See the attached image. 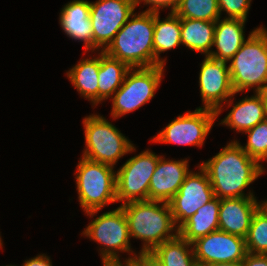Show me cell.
Wrapping results in <instances>:
<instances>
[{"label":"cell","mask_w":267,"mask_h":266,"mask_svg":"<svg viewBox=\"0 0 267 266\" xmlns=\"http://www.w3.org/2000/svg\"><path fill=\"white\" fill-rule=\"evenodd\" d=\"M200 166L207 172L214 197L219 199L254 197L253 193L244 196L243 190L264 172L263 166L237 141L227 144Z\"/></svg>","instance_id":"6da1fadb"},{"label":"cell","mask_w":267,"mask_h":266,"mask_svg":"<svg viewBox=\"0 0 267 266\" xmlns=\"http://www.w3.org/2000/svg\"><path fill=\"white\" fill-rule=\"evenodd\" d=\"M154 25L155 12L133 14L102 51L130 68L155 66Z\"/></svg>","instance_id":"7a4b0ae2"},{"label":"cell","mask_w":267,"mask_h":266,"mask_svg":"<svg viewBox=\"0 0 267 266\" xmlns=\"http://www.w3.org/2000/svg\"><path fill=\"white\" fill-rule=\"evenodd\" d=\"M120 207L126 216L130 237L145 241L141 250L143 252H152L163 242L178 235L172 212L166 202L132 201L121 204ZM172 230L176 231L175 234L170 233Z\"/></svg>","instance_id":"3957f363"},{"label":"cell","mask_w":267,"mask_h":266,"mask_svg":"<svg viewBox=\"0 0 267 266\" xmlns=\"http://www.w3.org/2000/svg\"><path fill=\"white\" fill-rule=\"evenodd\" d=\"M228 66L235 93L256 86V93L267 88V31L259 27L253 30L241 48L230 59Z\"/></svg>","instance_id":"277c9868"},{"label":"cell","mask_w":267,"mask_h":266,"mask_svg":"<svg viewBox=\"0 0 267 266\" xmlns=\"http://www.w3.org/2000/svg\"><path fill=\"white\" fill-rule=\"evenodd\" d=\"M79 202L91 217L102 207L116 202V174L113 167L84 157L77 166Z\"/></svg>","instance_id":"5b68a950"},{"label":"cell","mask_w":267,"mask_h":266,"mask_svg":"<svg viewBox=\"0 0 267 266\" xmlns=\"http://www.w3.org/2000/svg\"><path fill=\"white\" fill-rule=\"evenodd\" d=\"M86 149L82 157L114 166L119 158L135 150L118 129L99 115L83 119Z\"/></svg>","instance_id":"8992f818"},{"label":"cell","mask_w":267,"mask_h":266,"mask_svg":"<svg viewBox=\"0 0 267 266\" xmlns=\"http://www.w3.org/2000/svg\"><path fill=\"white\" fill-rule=\"evenodd\" d=\"M164 66L130 68L112 99L113 118L130 113L148 102L158 88ZM136 69V70H135ZM131 70L133 72H131ZM132 73V74H130ZM130 74V76H129Z\"/></svg>","instance_id":"52a82bcc"},{"label":"cell","mask_w":267,"mask_h":266,"mask_svg":"<svg viewBox=\"0 0 267 266\" xmlns=\"http://www.w3.org/2000/svg\"><path fill=\"white\" fill-rule=\"evenodd\" d=\"M83 234L106 246L100 250L103 264H121L116 251H131L128 222L121 207L95 218Z\"/></svg>","instance_id":"ba28073f"},{"label":"cell","mask_w":267,"mask_h":266,"mask_svg":"<svg viewBox=\"0 0 267 266\" xmlns=\"http://www.w3.org/2000/svg\"><path fill=\"white\" fill-rule=\"evenodd\" d=\"M160 156L150 150L131 157L116 173V200H149V184Z\"/></svg>","instance_id":"9c48e42d"},{"label":"cell","mask_w":267,"mask_h":266,"mask_svg":"<svg viewBox=\"0 0 267 266\" xmlns=\"http://www.w3.org/2000/svg\"><path fill=\"white\" fill-rule=\"evenodd\" d=\"M134 0H98L90 3V20L93 28V51L105 49L134 14Z\"/></svg>","instance_id":"30bf717a"},{"label":"cell","mask_w":267,"mask_h":266,"mask_svg":"<svg viewBox=\"0 0 267 266\" xmlns=\"http://www.w3.org/2000/svg\"><path fill=\"white\" fill-rule=\"evenodd\" d=\"M216 117V111L199 107L171 121L152 141L200 147Z\"/></svg>","instance_id":"8fae6325"},{"label":"cell","mask_w":267,"mask_h":266,"mask_svg":"<svg viewBox=\"0 0 267 266\" xmlns=\"http://www.w3.org/2000/svg\"><path fill=\"white\" fill-rule=\"evenodd\" d=\"M192 246L198 266L239 262L248 253L244 238L219 229L196 239Z\"/></svg>","instance_id":"7c38bea8"},{"label":"cell","mask_w":267,"mask_h":266,"mask_svg":"<svg viewBox=\"0 0 267 266\" xmlns=\"http://www.w3.org/2000/svg\"><path fill=\"white\" fill-rule=\"evenodd\" d=\"M200 172L186 176L179 191L168 202L175 225L179 229L199 208L214 198L207 172L199 165Z\"/></svg>","instance_id":"4fadbf2b"},{"label":"cell","mask_w":267,"mask_h":266,"mask_svg":"<svg viewBox=\"0 0 267 266\" xmlns=\"http://www.w3.org/2000/svg\"><path fill=\"white\" fill-rule=\"evenodd\" d=\"M226 61H220L206 56L201 64L199 85L203 108L221 113V103L236 93L233 90L230 71Z\"/></svg>","instance_id":"5bb4252c"},{"label":"cell","mask_w":267,"mask_h":266,"mask_svg":"<svg viewBox=\"0 0 267 266\" xmlns=\"http://www.w3.org/2000/svg\"><path fill=\"white\" fill-rule=\"evenodd\" d=\"M189 173L187 159L166 161L160 156L149 184V200L168 203Z\"/></svg>","instance_id":"9a60e30c"},{"label":"cell","mask_w":267,"mask_h":266,"mask_svg":"<svg viewBox=\"0 0 267 266\" xmlns=\"http://www.w3.org/2000/svg\"><path fill=\"white\" fill-rule=\"evenodd\" d=\"M261 205L255 197L220 199L219 230L245 239L252 217Z\"/></svg>","instance_id":"2e32d148"},{"label":"cell","mask_w":267,"mask_h":266,"mask_svg":"<svg viewBox=\"0 0 267 266\" xmlns=\"http://www.w3.org/2000/svg\"><path fill=\"white\" fill-rule=\"evenodd\" d=\"M60 25L72 39L84 41V47L93 50V28L90 20V2L74 0L66 4L60 14Z\"/></svg>","instance_id":"e0dca14e"},{"label":"cell","mask_w":267,"mask_h":266,"mask_svg":"<svg viewBox=\"0 0 267 266\" xmlns=\"http://www.w3.org/2000/svg\"><path fill=\"white\" fill-rule=\"evenodd\" d=\"M245 22L243 19L219 18L216 21L213 42L217 50L211 51L209 56L220 61H230L246 41L243 32Z\"/></svg>","instance_id":"ac0fdd59"},{"label":"cell","mask_w":267,"mask_h":266,"mask_svg":"<svg viewBox=\"0 0 267 266\" xmlns=\"http://www.w3.org/2000/svg\"><path fill=\"white\" fill-rule=\"evenodd\" d=\"M267 119L266 105L263 93H256L250 98H244L235 104L225 119L221 122L236 131L250 130L260 122Z\"/></svg>","instance_id":"d6986e66"},{"label":"cell","mask_w":267,"mask_h":266,"mask_svg":"<svg viewBox=\"0 0 267 266\" xmlns=\"http://www.w3.org/2000/svg\"><path fill=\"white\" fill-rule=\"evenodd\" d=\"M220 199L214 197L192 215L179 229L178 234L192 243L196 239L206 236L219 229Z\"/></svg>","instance_id":"ffe728a7"},{"label":"cell","mask_w":267,"mask_h":266,"mask_svg":"<svg viewBox=\"0 0 267 266\" xmlns=\"http://www.w3.org/2000/svg\"><path fill=\"white\" fill-rule=\"evenodd\" d=\"M159 13L155 12L154 56L155 66H164L165 60L159 59L160 53L181 44V18L175 12H171L165 20L161 21Z\"/></svg>","instance_id":"44dd1931"},{"label":"cell","mask_w":267,"mask_h":266,"mask_svg":"<svg viewBox=\"0 0 267 266\" xmlns=\"http://www.w3.org/2000/svg\"><path fill=\"white\" fill-rule=\"evenodd\" d=\"M216 22L181 19V44L193 51L210 55Z\"/></svg>","instance_id":"7402d4cb"},{"label":"cell","mask_w":267,"mask_h":266,"mask_svg":"<svg viewBox=\"0 0 267 266\" xmlns=\"http://www.w3.org/2000/svg\"><path fill=\"white\" fill-rule=\"evenodd\" d=\"M100 55L94 59H82L67 73L71 83L82 96L98 104V74Z\"/></svg>","instance_id":"603a6c76"},{"label":"cell","mask_w":267,"mask_h":266,"mask_svg":"<svg viewBox=\"0 0 267 266\" xmlns=\"http://www.w3.org/2000/svg\"><path fill=\"white\" fill-rule=\"evenodd\" d=\"M100 68L98 74V103L119 89L130 67L117 59L100 52Z\"/></svg>","instance_id":"cb8c5ba5"},{"label":"cell","mask_w":267,"mask_h":266,"mask_svg":"<svg viewBox=\"0 0 267 266\" xmlns=\"http://www.w3.org/2000/svg\"><path fill=\"white\" fill-rule=\"evenodd\" d=\"M192 246L179 234L157 246L152 253L162 262L163 266H198ZM190 250V251H189Z\"/></svg>","instance_id":"d4e9b609"},{"label":"cell","mask_w":267,"mask_h":266,"mask_svg":"<svg viewBox=\"0 0 267 266\" xmlns=\"http://www.w3.org/2000/svg\"><path fill=\"white\" fill-rule=\"evenodd\" d=\"M248 253L267 254V202L254 213L245 238Z\"/></svg>","instance_id":"484cf974"},{"label":"cell","mask_w":267,"mask_h":266,"mask_svg":"<svg viewBox=\"0 0 267 266\" xmlns=\"http://www.w3.org/2000/svg\"><path fill=\"white\" fill-rule=\"evenodd\" d=\"M181 19L216 22L220 18L218 0H179L174 11Z\"/></svg>","instance_id":"4316f807"},{"label":"cell","mask_w":267,"mask_h":266,"mask_svg":"<svg viewBox=\"0 0 267 266\" xmlns=\"http://www.w3.org/2000/svg\"><path fill=\"white\" fill-rule=\"evenodd\" d=\"M245 133L248 134V140L242 149L258 162L267 160V119Z\"/></svg>","instance_id":"83f0119b"},{"label":"cell","mask_w":267,"mask_h":266,"mask_svg":"<svg viewBox=\"0 0 267 266\" xmlns=\"http://www.w3.org/2000/svg\"><path fill=\"white\" fill-rule=\"evenodd\" d=\"M251 0H218L219 10L228 13L227 18L246 21Z\"/></svg>","instance_id":"f1b7e54d"},{"label":"cell","mask_w":267,"mask_h":266,"mask_svg":"<svg viewBox=\"0 0 267 266\" xmlns=\"http://www.w3.org/2000/svg\"><path fill=\"white\" fill-rule=\"evenodd\" d=\"M124 264L131 266H163L162 262L152 252H139V255L128 258Z\"/></svg>","instance_id":"f546056e"},{"label":"cell","mask_w":267,"mask_h":266,"mask_svg":"<svg viewBox=\"0 0 267 266\" xmlns=\"http://www.w3.org/2000/svg\"><path fill=\"white\" fill-rule=\"evenodd\" d=\"M140 1H144V4H152L151 7L146 10V11H151V12H159V8H171V12H174L177 8L179 0H134L135 6L140 4Z\"/></svg>","instance_id":"4dcf8cb0"},{"label":"cell","mask_w":267,"mask_h":266,"mask_svg":"<svg viewBox=\"0 0 267 266\" xmlns=\"http://www.w3.org/2000/svg\"><path fill=\"white\" fill-rule=\"evenodd\" d=\"M241 262L243 266H267V254L247 253Z\"/></svg>","instance_id":"1f68e13d"},{"label":"cell","mask_w":267,"mask_h":266,"mask_svg":"<svg viewBox=\"0 0 267 266\" xmlns=\"http://www.w3.org/2000/svg\"><path fill=\"white\" fill-rule=\"evenodd\" d=\"M23 266H52L49 258L47 256L38 255L35 258L25 261Z\"/></svg>","instance_id":"d6a6232c"},{"label":"cell","mask_w":267,"mask_h":266,"mask_svg":"<svg viewBox=\"0 0 267 266\" xmlns=\"http://www.w3.org/2000/svg\"><path fill=\"white\" fill-rule=\"evenodd\" d=\"M208 266H243L242 262H225V263H215V264H210Z\"/></svg>","instance_id":"836d02e7"},{"label":"cell","mask_w":267,"mask_h":266,"mask_svg":"<svg viewBox=\"0 0 267 266\" xmlns=\"http://www.w3.org/2000/svg\"><path fill=\"white\" fill-rule=\"evenodd\" d=\"M264 95V100H265V105H266V116H267V88L266 90L263 92Z\"/></svg>","instance_id":"e575fe53"},{"label":"cell","mask_w":267,"mask_h":266,"mask_svg":"<svg viewBox=\"0 0 267 266\" xmlns=\"http://www.w3.org/2000/svg\"><path fill=\"white\" fill-rule=\"evenodd\" d=\"M103 266H124V265L121 263V264H103ZM125 266H131V265L125 264Z\"/></svg>","instance_id":"d590c367"}]
</instances>
